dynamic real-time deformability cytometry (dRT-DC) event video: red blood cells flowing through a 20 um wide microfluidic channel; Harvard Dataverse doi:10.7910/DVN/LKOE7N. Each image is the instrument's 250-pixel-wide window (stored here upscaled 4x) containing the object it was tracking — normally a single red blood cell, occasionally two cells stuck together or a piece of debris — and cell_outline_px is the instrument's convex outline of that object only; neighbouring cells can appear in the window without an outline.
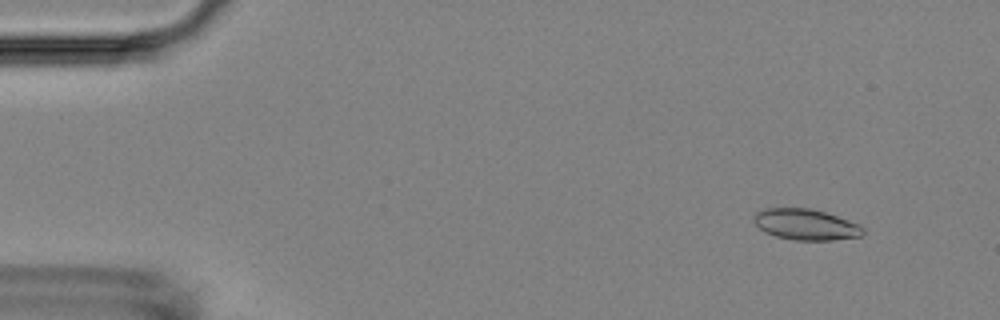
{"species": "Egyptian fruit bat (a non-hibernating species)", "species_latin": "Rousettus aegyptiacus", "temperature_condition": "room temperature", "stored_images_in_passage": 15, "camera_frame_rate_fps": 3000, "um_per_image_px": 0.085, "animal": {"sex": "female"}, "frame": {"image": 1, "passage_image": 5, "time_ms": 1.333, "image_size_px": [1000, 320], "cell_outline_px": [[864, 232], [860, 236], [832, 240], [792, 240], [776, 236], [764, 232], [752, 220], [752, 216], [756, 212], [764, 208], [812, 208], [836, 216], [856, 224], [864, 228]], "centroid_in_image_um": [68.42, 19.08], "position_along_channel_um": 16.6, "area_um2": 19.59}}